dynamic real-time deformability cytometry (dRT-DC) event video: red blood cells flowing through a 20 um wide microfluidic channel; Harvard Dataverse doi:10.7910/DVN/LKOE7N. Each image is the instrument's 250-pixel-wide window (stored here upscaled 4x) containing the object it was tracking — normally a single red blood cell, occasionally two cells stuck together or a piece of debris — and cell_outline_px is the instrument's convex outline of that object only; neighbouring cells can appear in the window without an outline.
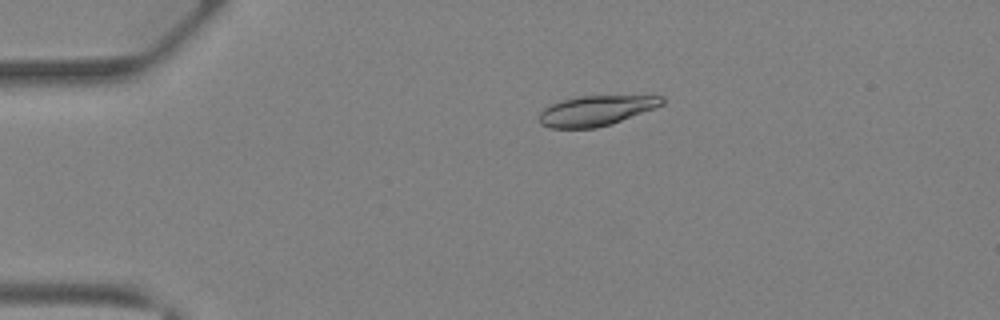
{"species": "Egyptian fruit bat (a non-hibernating species)", "species_latin": "Rousettus aegyptiacus", "temperature_condition": "warm", "stored_images_in_passage": 33, "camera_frame_rate_fps": 3000, "um_per_image_px": 0.085, "animal": {"sex": "female"}, "frame": {"image": 1, "passage_image": 1, "time_ms": 0.0, "image_size_px": [1000, 320], "cell_outline_px": [[664, 104], [612, 124], [596, 128], [548, 128], [540, 124], [540, 112], [548, 104], [572, 96], [664, 96]], "centroid_in_image_um": [50.61, 9.4], "position_along_channel_um": 34.4, "area_um2": 21.68}}
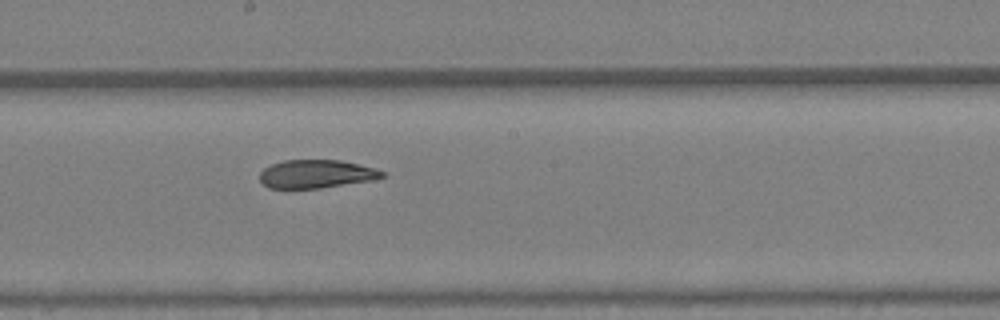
{"frame": {"image": 2, "passage_image": 15, "time_ms": 4.667, "image_size_px": [1000, 320], "cell_outline_px": [[388, 176], [376, 180], [320, 188], [268, 188], [260, 180], [260, 172], [264, 168], [272, 164], [284, 160], [340, 160], [376, 168], [384, 172]], "centroid_in_image_um": [26.94, 14.79], "position_along_channel_um": 221.3, "area_um2": 20.35}}
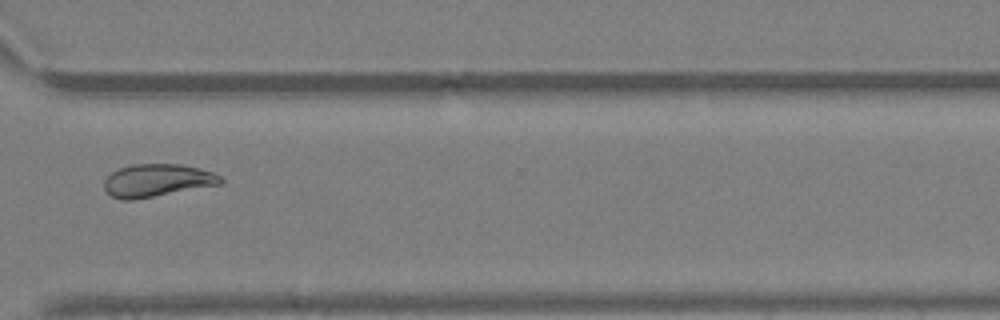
{"frame": {"image": 3, "passage_image": 23, "time_ms": 7.333, "image_size_px": [1000, 320], "cell_outline_px": [[224, 180], [220, 184], [132, 200], [120, 200], [112, 196], [104, 188], [104, 180], [112, 172], [120, 168], [132, 164], [180, 164], [200, 168], [212, 172], [220, 176]], "centroid_in_image_um": [13.34, 15.33], "position_along_channel_um": 357.3, "area_um2": 22.02}}